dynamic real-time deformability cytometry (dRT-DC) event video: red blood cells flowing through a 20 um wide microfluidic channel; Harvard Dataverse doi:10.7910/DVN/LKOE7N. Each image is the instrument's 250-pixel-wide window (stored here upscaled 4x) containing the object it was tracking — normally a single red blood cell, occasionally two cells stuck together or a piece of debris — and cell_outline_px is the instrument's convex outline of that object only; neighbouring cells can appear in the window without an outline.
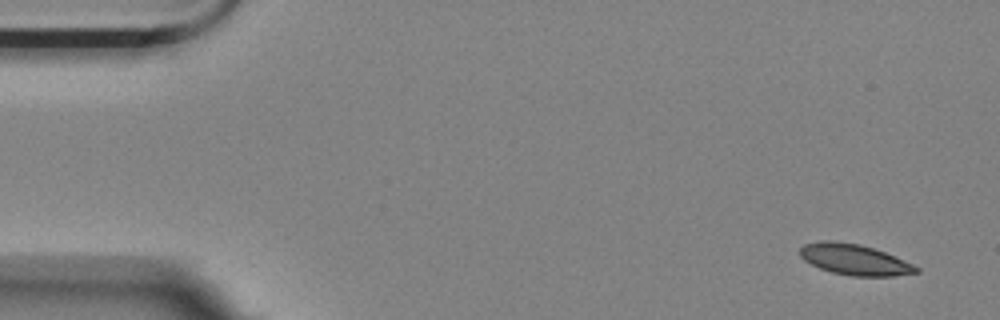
{"species": "Egyptian fruit bat (a non-hibernating species)", "species_latin": "Rousettus aegyptiacus", "temperature_condition": "room temperature", "stored_images_in_passage": 4, "camera_frame_rate_fps": 3000, "um_per_image_px": 0.085, "animal": {"sex": "female"}, "frame": {"image": 1, "passage_image": 1, "time_ms": 0.0, "image_size_px": [1000, 320], "cell_outline_px": [[920, 272], [896, 276], [852, 276], [832, 272], [820, 268], [804, 260], [800, 256], [800, 248], [804, 244], [820, 240], [832, 240], [860, 244], [884, 252], [912, 264], [920, 268]], "centroid_in_image_um": [72.62, 22.06], "position_along_channel_um": 12.4, "area_um2": 20.81}}
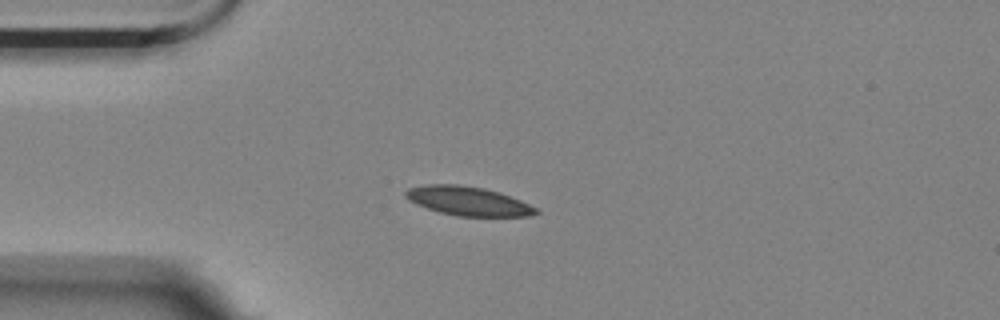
{"frame": {"image": 2, "passage_image": 4, "time_ms": 3.667, "image_size_px": [1000, 320], "cell_outline_px": [[540, 212], [532, 216], [456, 216], [440, 212], [416, 204], [408, 200], [404, 196], [404, 192], [408, 188], [428, 184], [456, 184], [484, 188], [520, 200], [536, 208]], "centroid_in_image_um": [39.75, 17.09], "position_along_channel_um": 45.3, "area_um2": 21.85}}